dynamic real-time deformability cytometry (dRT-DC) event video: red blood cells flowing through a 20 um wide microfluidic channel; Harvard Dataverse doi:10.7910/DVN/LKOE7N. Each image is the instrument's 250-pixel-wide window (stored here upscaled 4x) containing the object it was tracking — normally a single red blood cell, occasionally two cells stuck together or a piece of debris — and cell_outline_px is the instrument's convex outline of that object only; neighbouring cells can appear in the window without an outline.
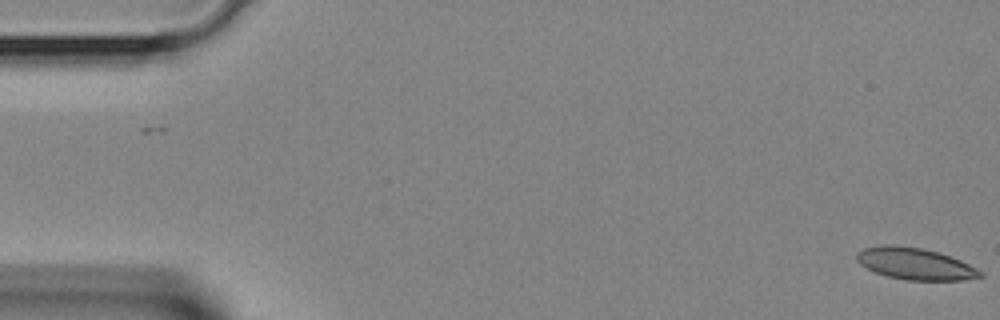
{"species": "Egyptian fruit bat (a non-hibernating species)", "species_latin": "Rousettus aegyptiacus", "temperature_condition": "room temperature", "stored_images_in_passage": 4, "camera_frame_rate_fps": 3000, "um_per_image_px": 0.085, "animal": {"sex": "female"}, "frame": {"image": 1, "passage_image": 4, "time_ms": 1.0, "image_size_px": [1000, 320], "cell_outline_px": [[984, 276], [964, 280], [904, 280], [888, 276], [876, 272], [860, 264], [856, 260], [856, 252], [864, 248], [884, 244], [892, 244], [920, 248], [940, 252], [960, 260], [984, 272]], "centroid_in_image_um": [77.79, 22.41], "position_along_channel_um": 7.2, "area_um2": 22.89}}